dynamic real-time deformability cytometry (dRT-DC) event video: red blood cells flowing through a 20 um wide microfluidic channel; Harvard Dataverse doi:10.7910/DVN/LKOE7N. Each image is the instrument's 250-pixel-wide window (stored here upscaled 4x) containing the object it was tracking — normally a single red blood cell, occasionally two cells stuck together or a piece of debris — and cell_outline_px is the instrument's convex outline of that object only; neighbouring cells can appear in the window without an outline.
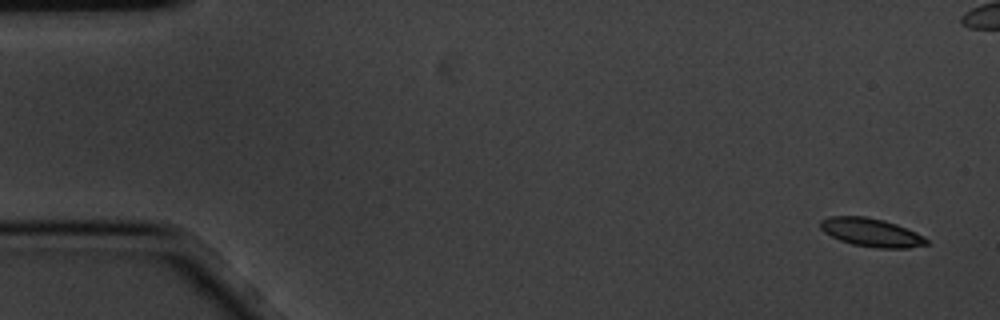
{"species": "common noctule bat (a hibernating species)", "species_latin": "Nyctalus noctula", "temperature_condition": "cold", "stored_images_in_passage": 7, "camera_frame_rate_fps": 3000, "um_per_image_px": 0.085, "animal": {"sex": "male", "body_mass_g": 20.1, "forearm_length_mm": 53.5}, "frame": {"image": 1, "passage_image": 1, "time_ms": 0.0, "image_size_px": [1000, 320], "cell_outline_px": [[928, 244], [908, 248], [876, 248], [852, 244], [840, 240], [824, 232], [820, 228], [820, 220], [832, 216], [864, 216], [884, 220], [896, 224], [916, 232], [924, 236], [928, 240]], "centroid_in_image_um": [74.06, 19.76], "position_along_channel_um": 10.9, "area_um2": 17.51}}
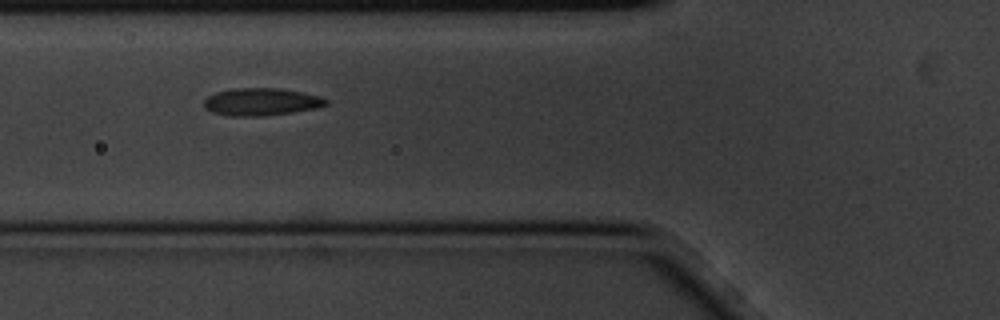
{"frame": {"image": 2, "passage_image": 6, "time_ms": 1.667, "image_size_px": [1000, 320], "cell_outline_px": [[328, 104], [320, 108], [264, 116], [228, 116], [212, 112], [204, 108], [204, 100], [208, 96], [216, 92], [232, 88], [280, 88], [320, 96], [328, 100]], "centroid_in_image_um": [22.21, 8.66], "position_along_channel_um": 103.6, "area_um2": 19.71}}
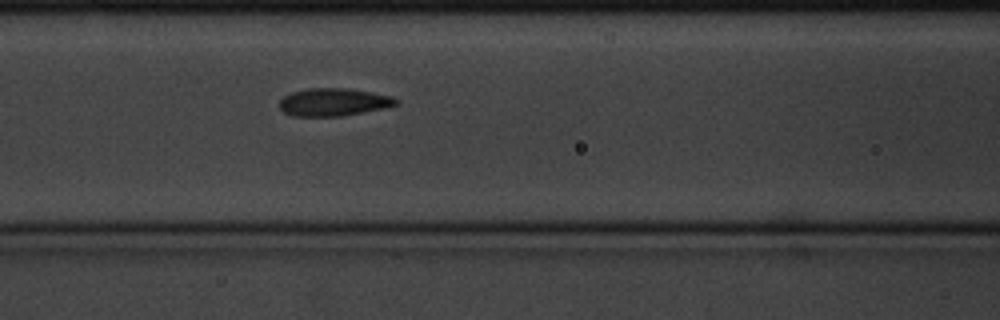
{"frame": {"image": 3, "passage_image": 7, "time_ms": 2.0, "image_size_px": [1000, 320], "cell_outline_px": [[396, 104], [384, 108], [340, 116], [292, 116], [284, 112], [280, 108], [280, 100], [284, 96], [292, 92], [308, 88], [348, 88], [392, 96], [396, 100]], "centroid_in_image_um": [28.31, 8.67], "position_along_channel_um": 138.3, "area_um2": 18.61}}